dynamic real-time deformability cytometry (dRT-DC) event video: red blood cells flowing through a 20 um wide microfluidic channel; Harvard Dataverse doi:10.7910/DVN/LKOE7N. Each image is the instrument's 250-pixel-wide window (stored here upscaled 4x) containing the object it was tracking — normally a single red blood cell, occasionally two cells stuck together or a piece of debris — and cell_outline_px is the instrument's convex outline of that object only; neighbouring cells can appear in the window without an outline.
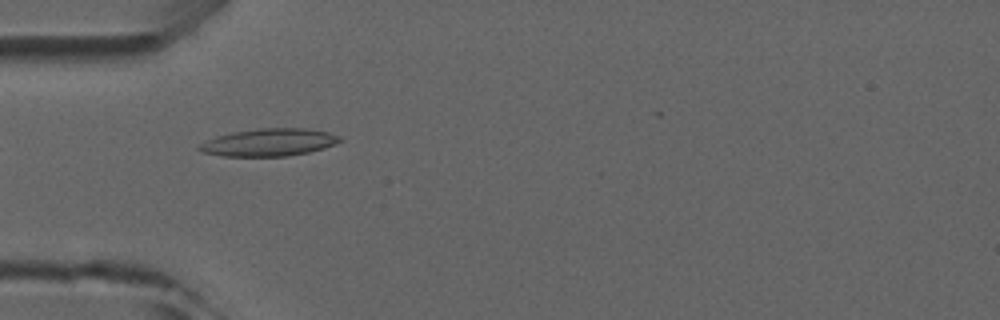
{"species": "common noctule bat (a hibernating species)", "species_latin": "Nyctalus noctula", "temperature_condition": "room temperature", "stored_images_in_passage": 5, "camera_frame_rate_fps": 3000, "um_per_image_px": 0.085, "animal": {"sex": "male", "forearm_length_mm": 52.5}, "frame": {"image": 1, "passage_image": 1, "time_ms": 0.0, "image_size_px": [1000, 320], "cell_outline_px": [[344, 140], [324, 148], [308, 152], [288, 156], [224, 156], [204, 152], [196, 148], [200, 144], [216, 136], [232, 132], [260, 128], [304, 128], [328, 132], [340, 136]], "centroid_in_image_um": [22.89, 12.09], "position_along_channel_um": 62.1, "area_um2": 22.43}}
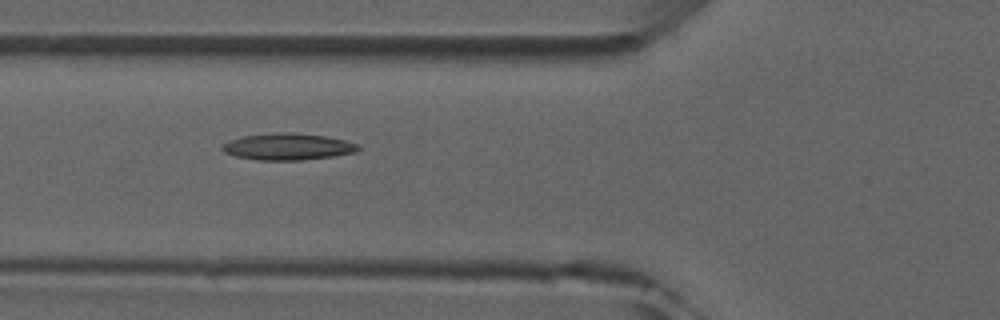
{"frame": {"image": 2, "passage_image": 2, "time_ms": 1.0, "image_size_px": [1000, 320], "cell_outline_px": [[360, 148], [356, 152], [332, 156], [300, 160], [256, 160], [236, 156], [224, 152], [224, 144], [228, 140], [244, 136], [276, 132], [292, 132], [324, 136], [344, 140], [360, 144]], "centroid_in_image_um": [24.48, 12.46], "position_along_channel_um": 101.3, "area_um2": 20.98}}
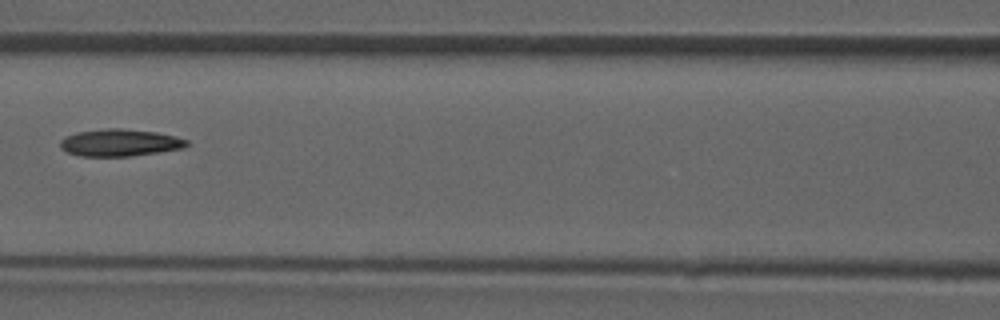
{"frame": {"image": 3, "passage_image": 3, "time_ms": 2.333, "image_size_px": [1000, 320], "cell_outline_px": [[188, 144], [184, 148], [132, 156], [80, 156], [68, 152], [60, 148], [60, 140], [64, 136], [76, 132], [108, 128], [120, 128], [156, 132], [176, 136], [188, 140]], "centroid_in_image_um": [10.17, 12.12], "position_along_channel_um": 156.4, "area_um2": 20.06}}